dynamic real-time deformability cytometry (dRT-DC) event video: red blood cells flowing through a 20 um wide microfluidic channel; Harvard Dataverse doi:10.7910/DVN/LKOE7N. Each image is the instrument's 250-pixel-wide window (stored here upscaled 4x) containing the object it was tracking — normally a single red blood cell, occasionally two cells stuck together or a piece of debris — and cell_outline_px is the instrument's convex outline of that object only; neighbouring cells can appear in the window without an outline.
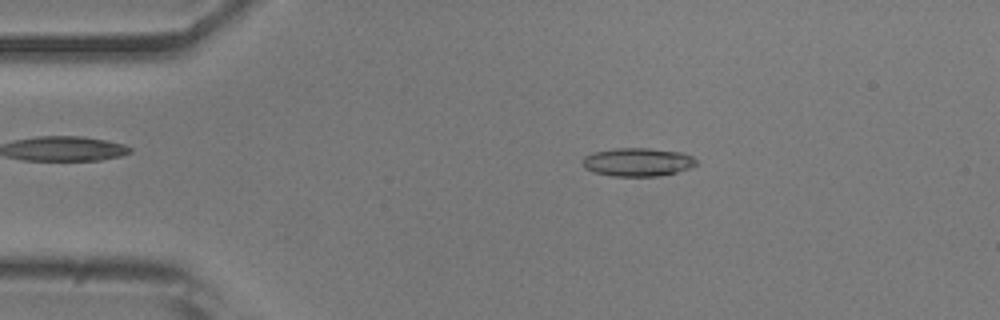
{"species": "common noctule bat (a hibernating species)", "species_latin": "Nyctalus noctula", "temperature_condition": "room temperature", "stored_images_in_passage": 3, "camera_frame_rate_fps": 3000, "um_per_image_px": 0.085, "animal": {"sex": "male", "body_mass_g": 20.5, "forearm_length_mm": 52.5}, "frame": {"image": 1, "passage_image": 2, "time_ms": 1.0, "image_size_px": [1000, 320], "cell_outline_px": [[696, 164], [692, 168], [676, 172], [656, 176], [612, 176], [592, 172], [584, 168], [580, 160], [584, 156], [592, 152], [616, 148], [648, 148], [684, 152], [692, 156], [696, 160]], "centroid_in_image_um": [54.17, 13.77], "position_along_channel_um": 30.8, "area_um2": 19.07}}